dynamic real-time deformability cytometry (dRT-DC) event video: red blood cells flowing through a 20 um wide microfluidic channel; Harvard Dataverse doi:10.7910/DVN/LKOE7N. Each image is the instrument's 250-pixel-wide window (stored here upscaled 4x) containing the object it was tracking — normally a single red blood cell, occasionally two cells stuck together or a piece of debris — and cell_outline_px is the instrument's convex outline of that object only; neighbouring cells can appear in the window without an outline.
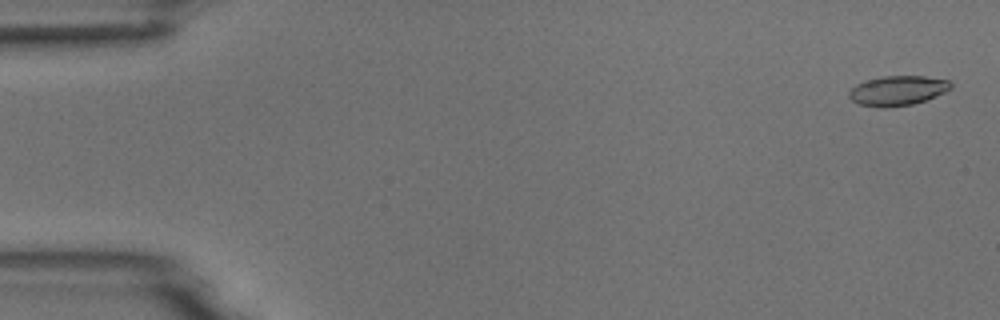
{"species": "common noctule bat (a hibernating species)", "species_latin": "Nyctalus noctula", "temperature_condition": "room temperature", "stored_images_in_passage": 4, "camera_frame_rate_fps": 3000, "um_per_image_px": 0.085, "animal": {"sex": "male", "body_mass_g": 18.8}, "frame": {"image": 1, "passage_image": 1, "time_ms": 0.0, "image_size_px": [1000, 320], "cell_outline_px": [[952, 88], [936, 96], [912, 104], [884, 108], [860, 104], [852, 100], [848, 96], [848, 92], [856, 84], [880, 76], [924, 76], [948, 80], [952, 84]], "centroid_in_image_um": [76.29, 7.69], "position_along_channel_um": 8.7, "area_um2": 17.51}}
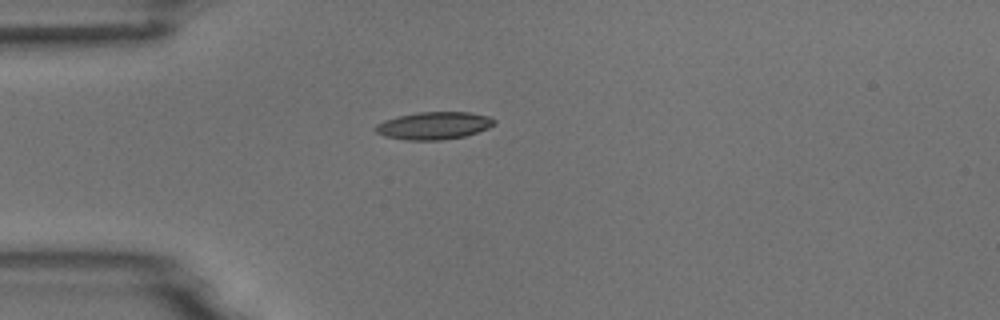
{"frame": {"image": 2, "passage_image": 4, "time_ms": 1.0, "image_size_px": [1000, 320], "cell_outline_px": [[496, 124], [488, 128], [464, 136], [440, 140], [408, 140], [384, 136], [376, 132], [376, 124], [384, 120], [416, 112], [468, 112], [488, 116], [496, 120]], "centroid_in_image_um": [36.89, 10.67], "position_along_channel_um": 48.1, "area_um2": 18.9}}